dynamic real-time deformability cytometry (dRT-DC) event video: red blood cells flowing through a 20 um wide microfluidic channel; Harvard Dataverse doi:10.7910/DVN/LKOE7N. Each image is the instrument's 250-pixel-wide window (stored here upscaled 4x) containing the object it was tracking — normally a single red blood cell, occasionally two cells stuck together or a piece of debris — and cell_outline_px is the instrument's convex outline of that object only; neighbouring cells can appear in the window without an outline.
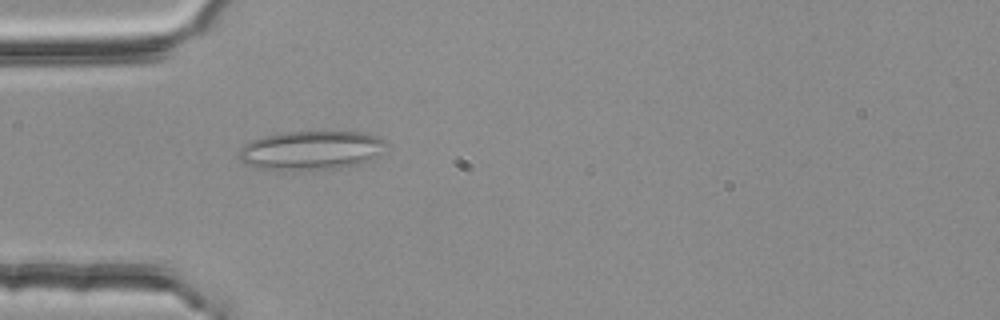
{"species": "common noctule bat (a hibernating species)", "species_latin": "Nyctalus noctula", "temperature_condition": "room temperature", "stored_images_in_passage": 2, "camera_frame_rate_fps": 3000, "um_per_image_px": 0.085, "animal": {"sex": "female", "body_mass_g": 25.1}, "frame": {"image": 1, "passage_image": 2, "time_ms": 0.333, "image_size_px": [1000, 320], "cell_outline_px": [[384, 140], [380, 152], [376, 156], [360, 164], [340, 168], [256, 168], [240, 160], [240, 148], [244, 144], [252, 140], [264, 136], [284, 132], [364, 132], [376, 136]], "centroid_in_image_um": [26.43, 12.75], "position_along_channel_um": 58.6, "area_um2": 32.43}}